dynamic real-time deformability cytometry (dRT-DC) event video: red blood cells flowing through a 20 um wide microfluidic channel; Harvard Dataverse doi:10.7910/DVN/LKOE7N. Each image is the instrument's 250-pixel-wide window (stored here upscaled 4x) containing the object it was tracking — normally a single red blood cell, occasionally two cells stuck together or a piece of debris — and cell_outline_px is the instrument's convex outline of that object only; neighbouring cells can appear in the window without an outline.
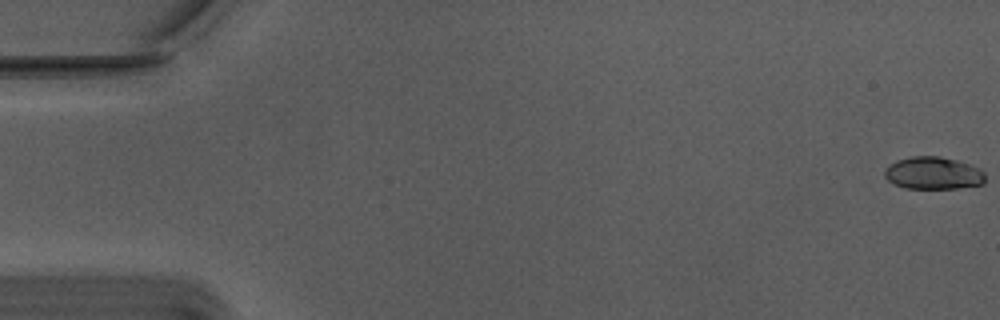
{"species": "Egyptian fruit bat (a non-hibernating species)", "species_latin": "Rousettus aegyptiacus", "temperature_condition": "warm", "stored_images_in_passage": 56, "camera_frame_rate_fps": 3000, "um_per_image_px": 0.085, "animal": {"sex": "male"}, "frame": {"image": 1, "passage_image": 1, "time_ms": 0.0, "image_size_px": [1000, 320], "cell_outline_px": [[984, 184], [960, 188], [904, 188], [888, 180], [884, 176], [884, 168], [896, 160], [912, 156], [940, 156], [956, 160], [980, 168], [984, 172]], "centroid_in_image_um": [79.32, 14.71], "position_along_channel_um": 5.7, "area_um2": 19.07}}
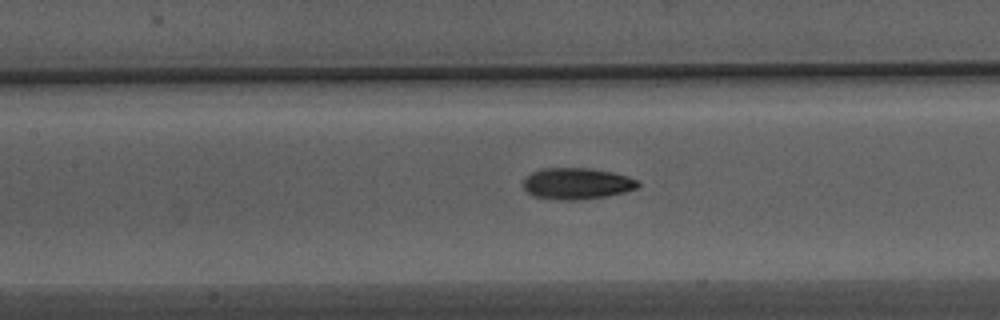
{"frame": {"image": 2, "passage_image": 26, "time_ms": 8.333, "image_size_px": [1000, 320], "cell_outline_px": [[640, 184], [636, 188], [624, 192], [604, 196], [576, 200], [560, 200], [532, 196], [524, 188], [524, 180], [532, 172], [540, 168], [592, 168], [612, 172], [628, 176], [636, 180]], "centroid_in_image_um": [49.02, 15.59], "position_along_channel_um": 158.4, "area_um2": 20.87}}
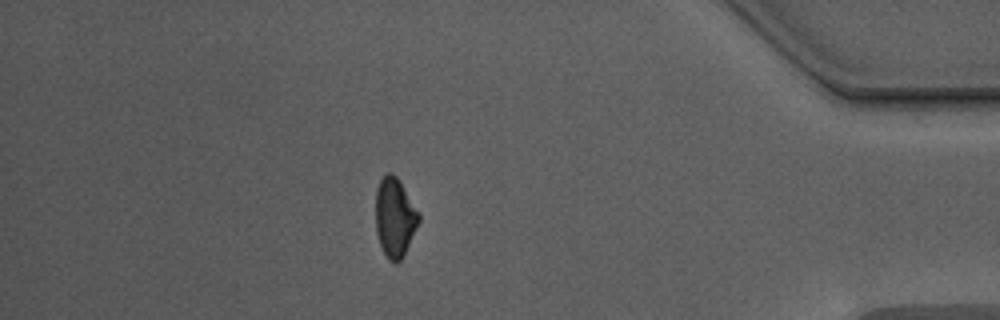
{"frame": {"image": 3, "passage_image": 49, "time_ms": 16.0, "image_size_px": [1000, 320], "cell_outline_px": [[420, 220], [400, 260], [396, 264], [388, 260], [380, 244], [376, 232], [376, 188], [380, 180], [388, 172], [392, 172], [400, 180], [420, 212]], "centroid_in_image_um": [33.56, 18.44], "position_along_channel_um": 401.6, "area_um2": 19.88}, "authors_computed_cell_mechanics": {"area_um2": 20.1144, "velocity_mm_per_s": 3.7552, "shape_relaxation_time_tau1_ms": 4.3826, "shape_relaxation_time_tau2_ms": 2.7354, "deformation_change_tau1": 0.16, "deformation_change_tau2": 0.0641}}